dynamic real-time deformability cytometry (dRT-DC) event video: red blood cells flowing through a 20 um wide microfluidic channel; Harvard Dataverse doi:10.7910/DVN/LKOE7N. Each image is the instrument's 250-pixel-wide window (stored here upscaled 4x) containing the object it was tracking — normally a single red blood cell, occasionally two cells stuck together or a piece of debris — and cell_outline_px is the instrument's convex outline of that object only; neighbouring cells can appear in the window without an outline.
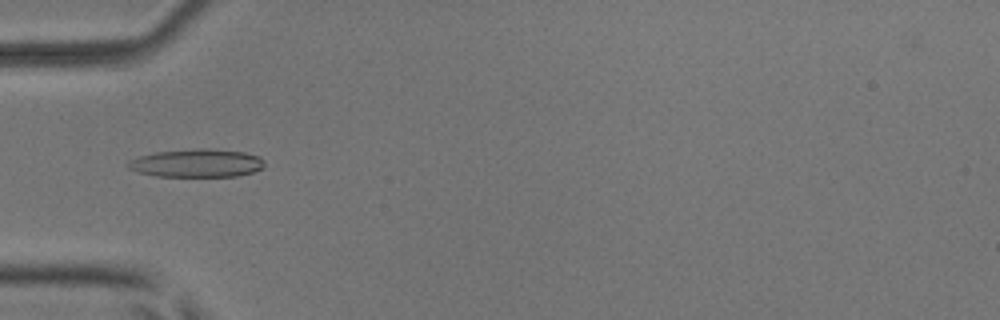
{"species": "common noctule bat (a hibernating species)", "species_latin": "Nyctalus noctula", "temperature_condition": "room temperature", "stored_images_in_passage": 36, "camera_frame_rate_fps": 3000, "um_per_image_px": 0.085, "animal": {"sex": "male", "body_mass_g": 17.9, "forearm_length_mm": 54.2}, "frame": {"image": 1, "passage_image": 8, "time_ms": 2.333, "image_size_px": [1000, 320], "cell_outline_px": [[264, 164], [260, 168], [252, 172], [236, 176], [156, 176], [140, 172], [128, 168], [124, 164], [128, 160], [140, 156], [156, 152], [196, 148], [208, 148], [244, 152], [260, 156], [264, 160]], "centroid_in_image_um": [16.7, 13.85], "position_along_channel_um": 68.3, "area_um2": 22.37}}
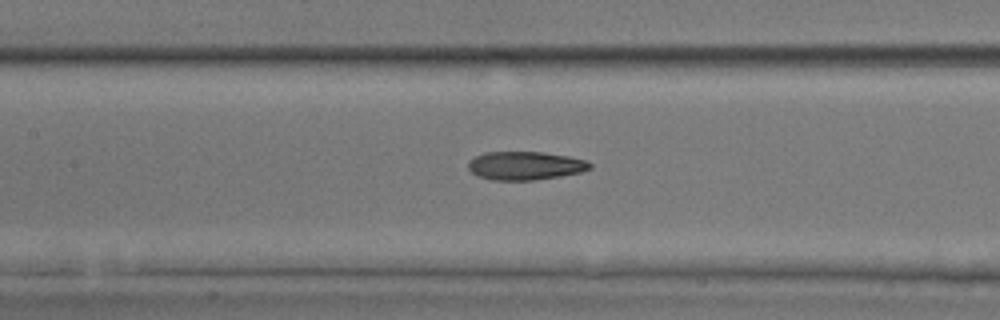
{"frame": {"image": 2, "passage_image": 15, "time_ms": 4.667, "image_size_px": [1000, 320], "cell_outline_px": [[592, 168], [580, 172], [560, 176], [536, 180], [492, 180], [476, 176], [468, 168], [468, 160], [484, 152], [544, 152], [568, 156], [584, 160], [592, 164]], "centroid_in_image_um": [44.61, 14.08], "position_along_channel_um": 162.8, "area_um2": 20.23}}
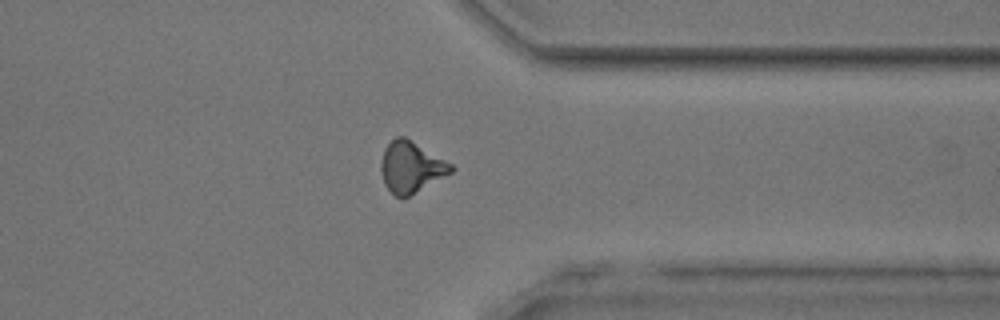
{"frame": {"image": 3, "passage_image": 31, "time_ms": 10.0, "image_size_px": [1000, 320], "cell_outline_px": [[456, 168], [452, 172], [404, 200], [396, 196], [384, 184], [380, 172], [380, 164], [384, 148], [396, 136], [404, 136], [452, 164]], "centroid_in_image_um": [34.92, 14.23], "position_along_channel_um": 376.5, "area_um2": 20.98}, "authors_computed_cell_mechanics": {"area_um2": 20.3456, "velocity_mm_per_s": 4.0774, "shape_relaxation_time_tau1_ms": null, "shape_relaxation_time_tau2_ms": 2.1602, "deformation_change_tau1": null, "deformation_change_tau2": 0.1037}}